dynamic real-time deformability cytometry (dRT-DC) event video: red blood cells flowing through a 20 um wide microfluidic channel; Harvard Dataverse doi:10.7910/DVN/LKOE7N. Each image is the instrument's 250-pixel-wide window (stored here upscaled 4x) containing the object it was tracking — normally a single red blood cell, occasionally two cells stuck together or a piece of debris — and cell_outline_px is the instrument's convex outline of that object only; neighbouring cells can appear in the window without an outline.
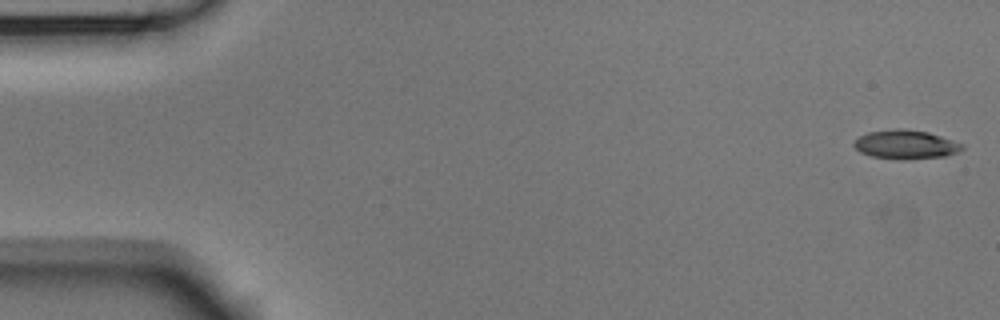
{"species": "Egyptian fruit bat (a non-hibernating species)", "species_latin": "Rousettus aegyptiacus", "temperature_condition": "room temperature", "stored_images_in_passage": 6, "segment_of_instrument_passage": [1, 2], "camera_frame_rate_fps": 3000, "um_per_image_px": 0.085, "animal": {"sex": "male"}, "frame": {"image": 1, "passage_image": 1, "time_ms": 0.0, "image_size_px": [1000, 320], "cell_outline_px": [[964, 148], [960, 152], [944, 156], [872, 156], [860, 152], [852, 144], [860, 136], [868, 132], [896, 128], [904, 128], [928, 132], [964, 144]], "centroid_in_image_um": [77.0, 12.21], "position_along_channel_um": 8.0, "area_um2": 17.22}}
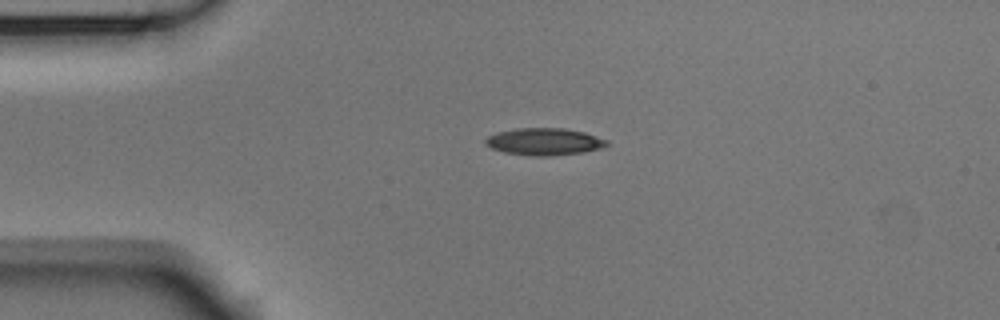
{"frame": {"image": 2, "passage_image": 4, "time_ms": 1.0, "image_size_px": [1000, 320], "cell_outline_px": [[608, 144], [604, 148], [584, 152], [548, 156], [536, 156], [504, 152], [492, 148], [484, 144], [484, 140], [488, 136], [496, 132], [516, 128], [564, 128], [584, 132], [608, 140]], "centroid_in_image_um": [46.27, 12.03], "position_along_channel_um": 38.7, "area_um2": 19.25}}